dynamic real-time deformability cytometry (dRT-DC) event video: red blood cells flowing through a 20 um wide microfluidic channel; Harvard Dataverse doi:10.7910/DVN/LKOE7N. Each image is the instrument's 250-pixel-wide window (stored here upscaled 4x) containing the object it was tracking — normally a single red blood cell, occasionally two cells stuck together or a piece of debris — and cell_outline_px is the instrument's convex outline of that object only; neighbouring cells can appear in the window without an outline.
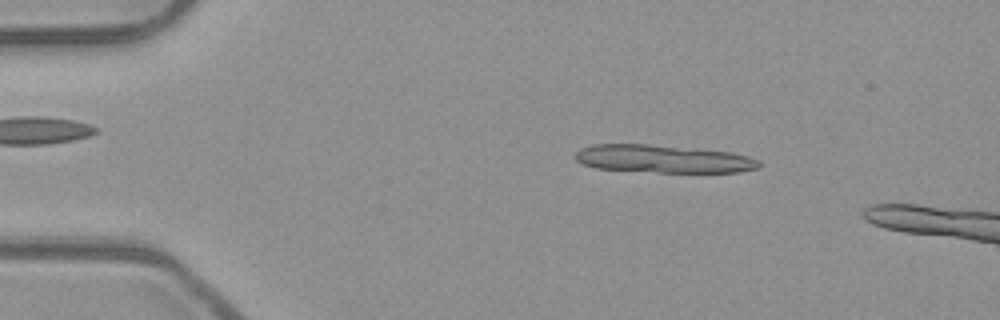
{"species": "common noctule bat (a hibernating species)", "species_latin": "Nyctalus noctula", "temperature_condition": "room temperature", "stored_images_in_passage": 9, "camera_frame_rate_fps": 3000, "um_per_image_px": 0.085, "animal": {"sex": "male", "body_mass_g": 23.1, "forearm_length_mm": 52.7}, "frame": {"image": 1, "passage_image": 3, "time_ms": 0.667, "image_size_px": [1000, 320], "cell_outline_px": [[760, 164], [756, 168], [740, 172], [660, 172], [596, 168], [584, 164], [576, 160], [572, 156], [580, 148], [592, 144], [648, 144], [732, 152], [748, 156], [760, 160]], "centroid_in_image_um": [56.34, 13.5], "position_along_channel_um": 28.7, "area_um2": 29.77}}